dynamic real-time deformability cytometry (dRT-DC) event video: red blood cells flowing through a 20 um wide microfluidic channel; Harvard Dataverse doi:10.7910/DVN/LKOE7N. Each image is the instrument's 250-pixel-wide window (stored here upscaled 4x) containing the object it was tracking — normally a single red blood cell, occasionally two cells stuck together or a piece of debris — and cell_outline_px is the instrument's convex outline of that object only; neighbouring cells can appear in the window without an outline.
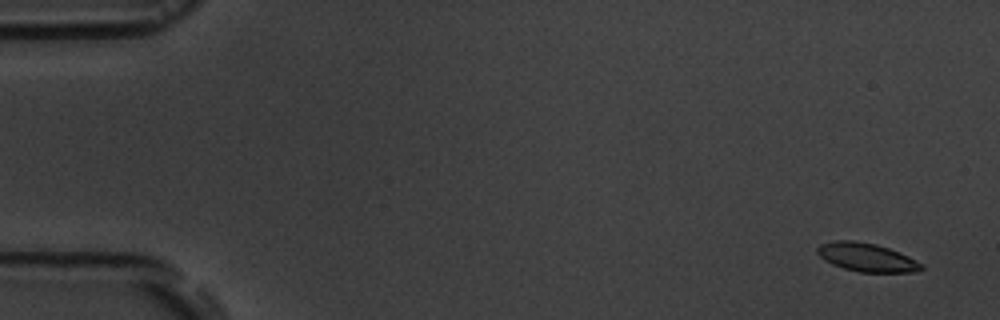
{"species": "common noctule bat (a hibernating species)", "species_latin": "Nyctalus noctula", "temperature_condition": "room temperature", "stored_images_in_passage": 4, "camera_frame_rate_fps": 3000, "um_per_image_px": 0.085, "animal": {"sex": "male", "body_mass_g": 19.5, "forearm_length_mm": 54.6}, "frame": {"image": 1, "passage_image": 1, "time_ms": 0.0, "image_size_px": [1000, 320], "cell_outline_px": [[924, 268], [916, 272], [860, 272], [844, 268], [832, 264], [824, 260], [816, 252], [816, 248], [820, 244], [836, 240], [852, 240], [876, 244], [900, 252], [924, 264]], "centroid_in_image_um": [73.67, 21.87], "position_along_channel_um": 11.3, "area_um2": 17.34}}
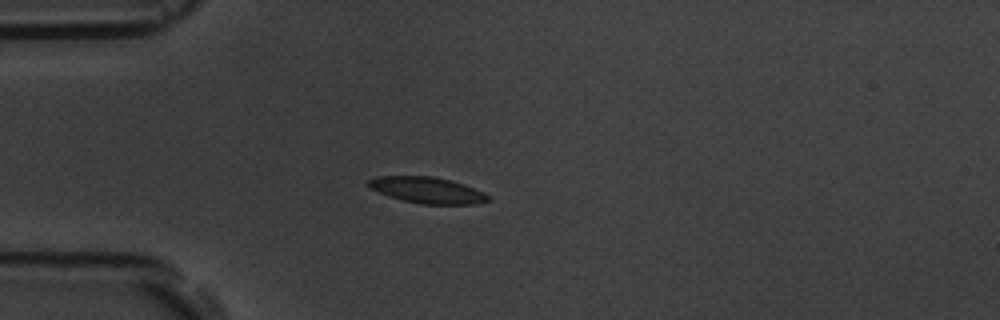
{"frame": {"image": 2, "passage_image": 4, "time_ms": 4.333, "image_size_px": [1000, 320], "cell_outline_px": [[492, 200], [476, 204], [420, 204], [404, 200], [368, 188], [368, 180], [376, 176], [432, 176], [452, 180], [464, 184], [484, 192], [492, 196]], "centroid_in_image_um": [36.38, 16.16], "position_along_channel_um": 48.6, "area_um2": 18.32}}